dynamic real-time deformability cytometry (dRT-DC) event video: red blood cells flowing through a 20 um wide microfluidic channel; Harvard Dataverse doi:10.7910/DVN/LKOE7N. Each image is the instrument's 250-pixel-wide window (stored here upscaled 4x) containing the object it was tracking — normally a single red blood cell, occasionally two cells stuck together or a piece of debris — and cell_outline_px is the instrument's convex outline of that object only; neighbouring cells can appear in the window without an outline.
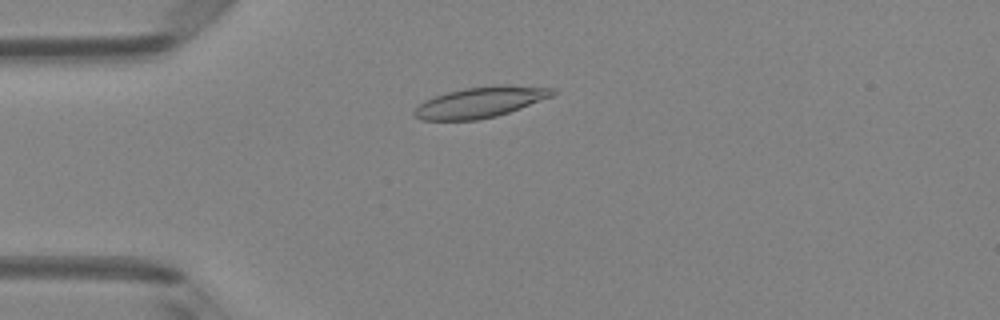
{"species": "Egyptian fruit bat (a non-hibernating species)", "species_latin": "Rousettus aegyptiacus", "temperature_condition": "room temperature", "stored_images_in_passage": 6, "camera_frame_rate_fps": 3000, "um_per_image_px": 0.085, "animal": {"sex": "female"}, "frame": {"image": 1, "passage_image": 3, "time_ms": 0.667, "image_size_px": [1000, 320], "cell_outline_px": [[556, 92], [552, 96], [520, 108], [496, 116], [476, 120], [420, 120], [412, 112], [420, 104], [436, 96], [448, 92], [464, 88], [492, 84], [504, 84], [552, 88]], "centroid_in_image_um": [40.84, 8.68], "position_along_channel_um": 44.2, "area_um2": 24.57}}
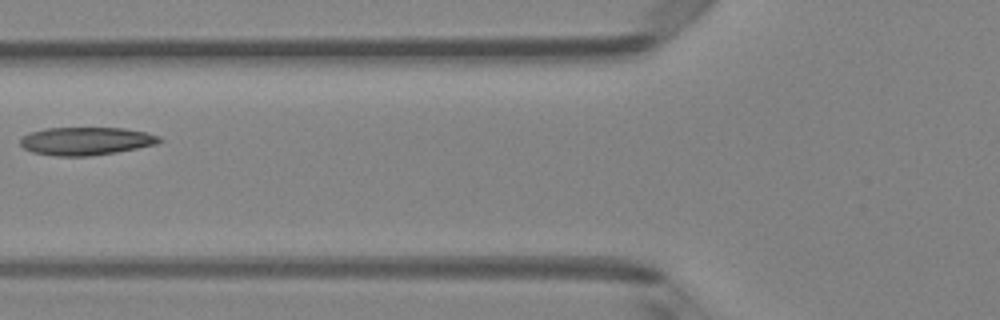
{"frame": {"image": 2, "passage_image": 5, "time_ms": 1.333, "image_size_px": [1000, 320], "cell_outline_px": [[164, 140], [156, 144], [116, 152], [88, 156], [56, 156], [32, 152], [24, 148], [20, 144], [20, 136], [28, 132], [44, 128], [124, 128], [144, 132], [160, 136]], "centroid_in_image_um": [7.27, 11.98], "position_along_channel_um": 118.5, "area_um2": 22.77}}
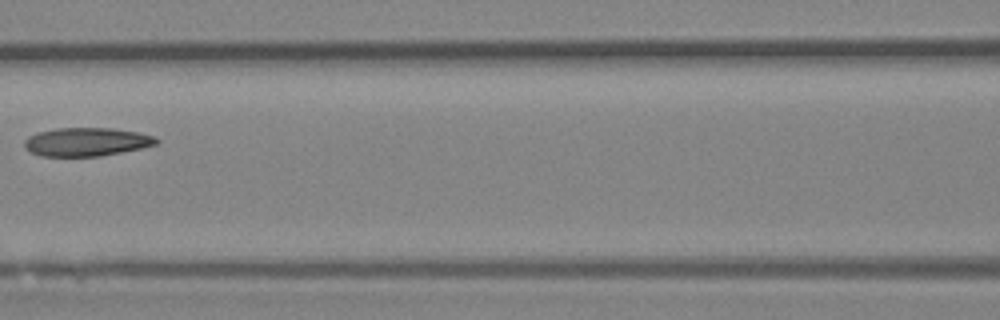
{"frame": {"image": 3, "passage_image": 6, "time_ms": 1.667, "image_size_px": [1000, 320], "cell_outline_px": [[160, 140], [156, 144], [140, 148], [100, 156], [40, 156], [24, 148], [24, 140], [28, 136], [36, 132], [56, 128], [112, 128], [140, 132], [156, 136]], "centroid_in_image_um": [7.34, 12.05], "position_along_channel_um": 159.3, "area_um2": 22.02}}